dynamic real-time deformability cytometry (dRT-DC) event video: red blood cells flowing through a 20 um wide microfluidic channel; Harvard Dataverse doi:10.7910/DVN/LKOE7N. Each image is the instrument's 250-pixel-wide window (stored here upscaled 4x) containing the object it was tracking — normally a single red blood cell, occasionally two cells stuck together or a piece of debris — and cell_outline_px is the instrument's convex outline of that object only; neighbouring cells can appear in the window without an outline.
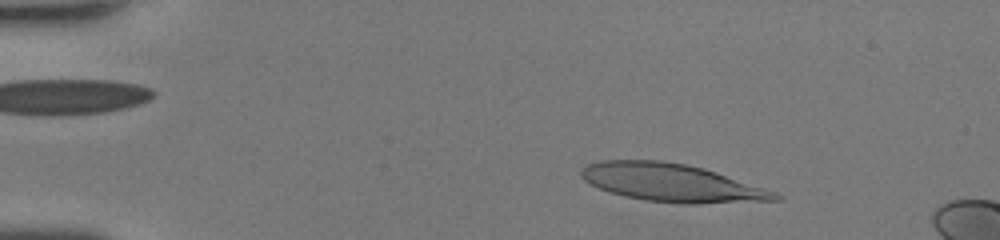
{"species": "human", "species_latin": "Homo sapiens", "temperature_condition": "room temperature", "stored_images_in_passage": 43, "camera_frame_rate_fps": 3000, "um_per_image_px": 0.085, "donor": {"sex": "female"}, "frame": {"image": 1, "passage_image": 7, "time_ms": 2.0, "image_size_px": [1000, 240], "cell_outline_px": [[784, 200], [696, 204], [680, 204], [644, 200], [624, 196], [608, 192], [584, 180], [580, 176], [580, 172], [588, 164], [600, 160], [660, 160], [684, 164], [704, 168], [716, 172], [784, 196]], "centroid_in_image_um": [57.07, 15.54], "position_along_channel_um": 27.9, "area_um2": 42.66}}
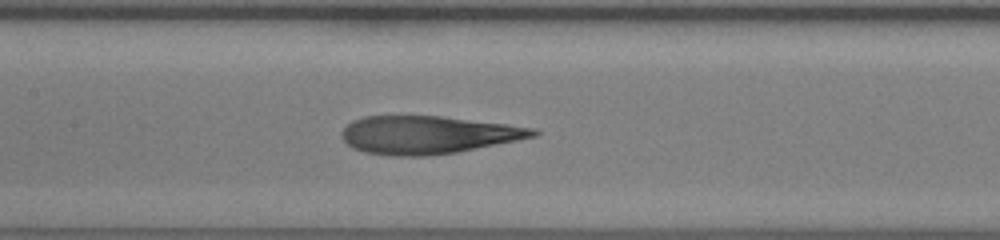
{"frame": {"image": 2, "passage_image": 23, "time_ms": 7.333, "image_size_px": [1000, 240], "cell_outline_px": [[540, 132], [536, 136], [456, 152], [428, 156], [396, 156], [364, 152], [352, 148], [340, 136], [340, 132], [352, 120], [364, 116], [440, 116], [536, 128]], "centroid_in_image_um": [36.32, 11.46], "position_along_channel_um": 171.1, "area_um2": 42.02}}
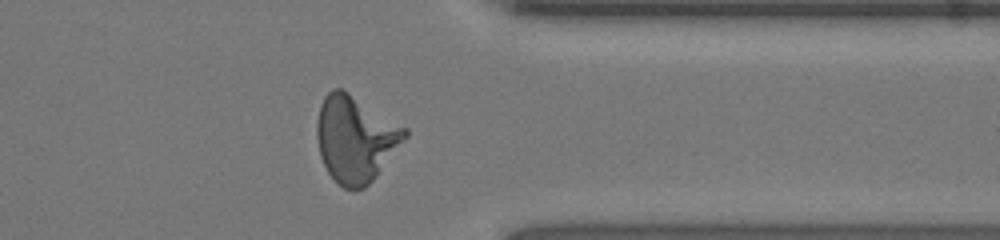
{"frame": {"image": 3, "passage_image": 38, "time_ms": 12.333, "image_size_px": [1000, 240], "cell_outline_px": [[408, 136], [376, 176], [364, 188], [344, 188], [328, 172], [320, 156], [316, 136], [316, 120], [320, 104], [324, 96], [332, 88], [340, 88], [348, 92], [408, 128]], "centroid_in_image_um": [30.2, 11.76], "position_along_channel_um": 381.2, "area_um2": 44.1}, "authors_computed_cell_mechanics": {"area_um2": 42.194, "velocity_mm_per_s": 4.3055, "shape_relaxation_time_tau1_ms": 6.3668, "shape_relaxation_time_tau2_ms": 1.3652, "deformation_change_tau1": 0.3496, "deformation_change_tau2": 0.1156}}